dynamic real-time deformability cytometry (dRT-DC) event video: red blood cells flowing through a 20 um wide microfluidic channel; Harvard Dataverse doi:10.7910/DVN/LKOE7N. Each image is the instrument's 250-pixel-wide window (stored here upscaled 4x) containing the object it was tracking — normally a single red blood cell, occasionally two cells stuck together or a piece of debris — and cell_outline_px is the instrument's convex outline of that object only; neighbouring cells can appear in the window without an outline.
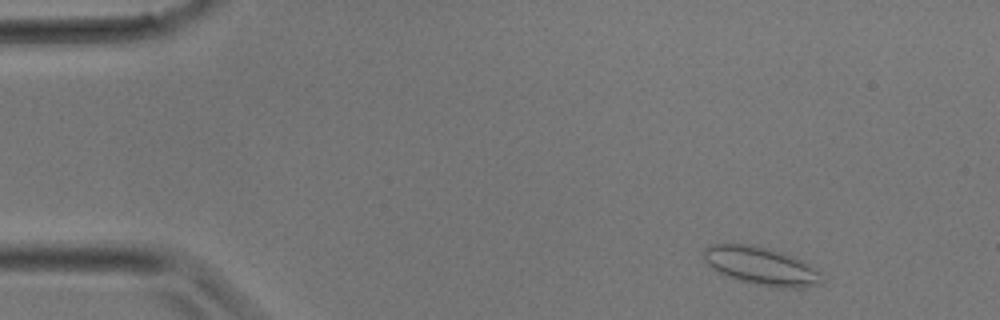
{"species": "common noctule bat (a hibernating species)", "species_latin": "Nyctalus noctula", "temperature_condition": "room temperature", "stored_images_in_passage": 26, "camera_frame_rate_fps": 3000, "um_per_image_px": 0.085, "animal": {"sex": "male", "body_mass_g": 17.9}, "frame": {"image": 1, "passage_image": 2, "time_ms": 0.333, "image_size_px": [1000, 320], "cell_outline_px": [[820, 284], [804, 288], [780, 288], [756, 284], [740, 280], [720, 272], [712, 268], [704, 260], [704, 248], [708, 244], [752, 244], [768, 248], [792, 256], [816, 268], [820, 272]], "centroid_in_image_um": [64.69, 22.6], "position_along_channel_um": 20.3, "area_um2": 25.89}}
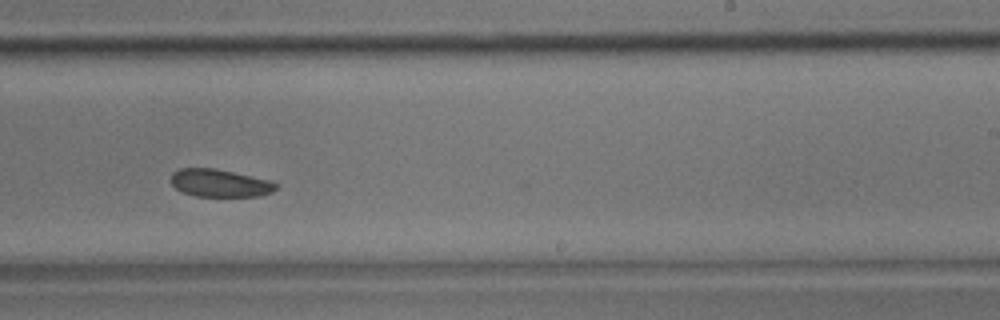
{"frame": {"image": 2, "passage_image": 19, "time_ms": 6.0, "image_size_px": [1000, 320], "cell_outline_px": [[280, 184], [272, 192], [260, 196], [196, 196], [184, 192], [176, 188], [172, 184], [172, 172], [180, 168], [216, 168], [268, 180]], "centroid_in_image_um": [18.7, 15.56], "position_along_channel_um": 270.3, "area_um2": 16.82}}
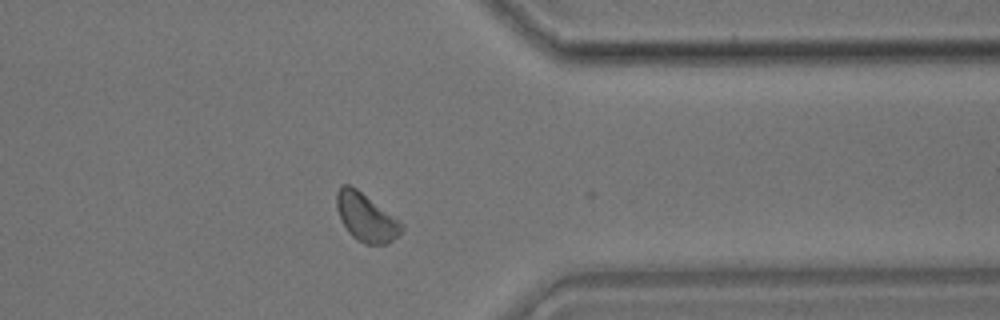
{"frame": {"image": 3, "passage_image": 25, "time_ms": 8.0, "image_size_px": [1000, 320], "cell_outline_px": [[404, 228], [392, 240], [384, 244], [364, 244], [356, 240], [348, 232], [336, 208], [336, 192], [340, 184], [348, 184], [356, 188], [400, 220], [404, 224]], "centroid_in_image_um": [31.1, 18.46], "position_along_channel_um": 380.3, "area_um2": 18.15}}